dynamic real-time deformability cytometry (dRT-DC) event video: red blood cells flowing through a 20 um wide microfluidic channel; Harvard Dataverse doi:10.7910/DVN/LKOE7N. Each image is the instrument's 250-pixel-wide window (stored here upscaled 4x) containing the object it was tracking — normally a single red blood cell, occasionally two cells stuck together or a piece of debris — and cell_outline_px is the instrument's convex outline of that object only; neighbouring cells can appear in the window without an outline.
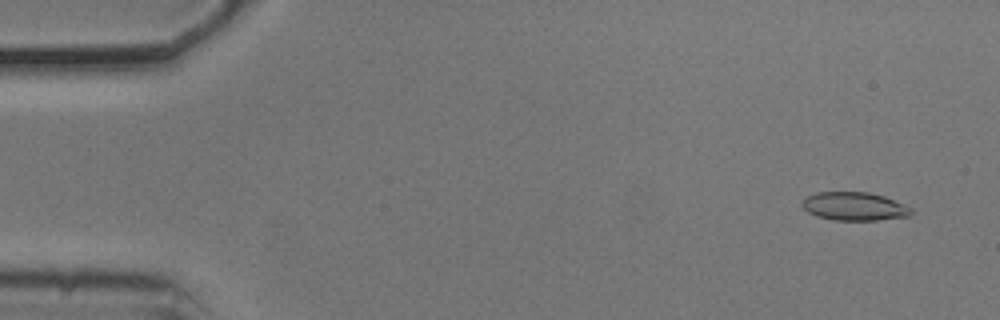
{"species": "common noctule bat (a hibernating species)", "species_latin": "Nyctalus noctula", "temperature_condition": "cold", "stored_images_in_passage": 54, "camera_frame_rate_fps": 3000, "um_per_image_px": 0.085, "animal": {"sex": "male", "body_mass_g": 20.5, "forearm_length_mm": 52.5}, "frame": {"image": 1, "passage_image": 3, "time_ms": 0.667, "image_size_px": [1000, 320], "cell_outline_px": [[912, 212], [908, 216], [876, 220], [832, 220], [816, 216], [808, 212], [800, 204], [808, 196], [816, 192], [868, 192], [884, 196], [912, 208]], "centroid_in_image_um": [72.59, 17.54], "position_along_channel_um": 12.4, "area_um2": 17.92}}
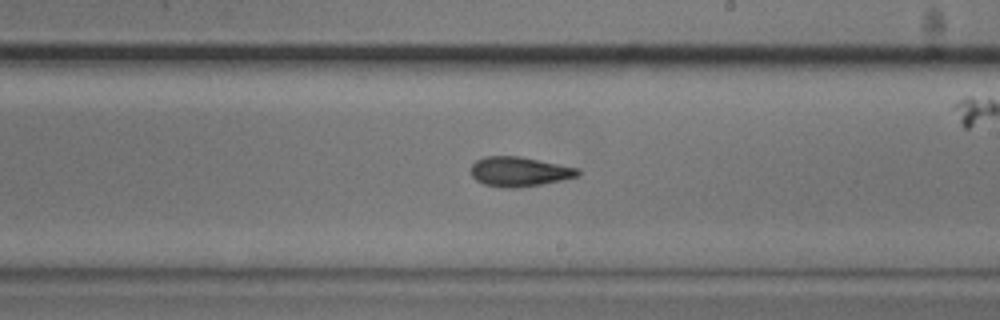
{"frame": {"image": 2, "passage_image": 31, "time_ms": 10.0, "image_size_px": [1000, 320], "cell_outline_px": [[580, 176], [520, 188], [504, 188], [484, 184], [476, 180], [472, 176], [472, 164], [476, 160], [484, 156], [520, 156], [580, 168]], "centroid_in_image_um": [44.16, 14.58], "position_along_channel_um": 244.8, "area_um2": 18.55}}
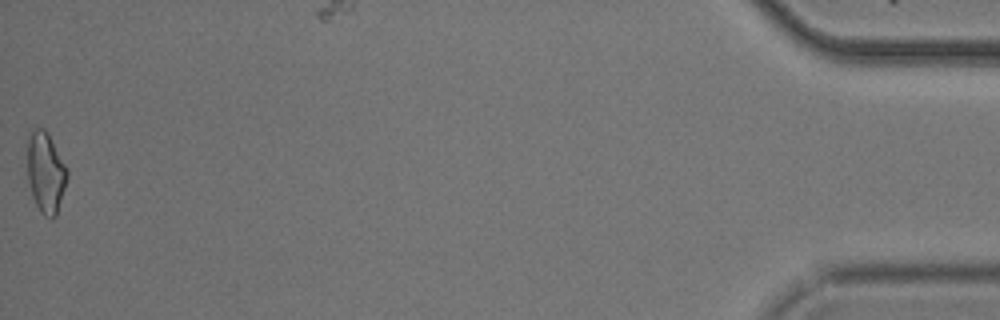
{"frame": {"image": 3, "passage_image": 54, "time_ms": 17.667, "image_size_px": [1000, 320], "cell_outline_px": [[68, 176], [56, 216], [52, 220], [44, 216], [40, 212], [32, 196], [28, 180], [28, 132], [32, 128], [44, 128], [48, 132], [68, 168]], "centroid_in_image_um": [3.89, 14.64], "position_along_channel_um": 431.3, "area_um2": 19.02}, "authors_computed_cell_mechanics": {"area_um2": 18.3515, "velocity_mm_per_s": 3.7201, "shape_relaxation_time_tau1_ms": 7.7348, "shape_relaxation_time_tau2_ms": 4.6919, "deformation_change_tau1": 0.1512, "deformation_change_tau2": 0.1128}}